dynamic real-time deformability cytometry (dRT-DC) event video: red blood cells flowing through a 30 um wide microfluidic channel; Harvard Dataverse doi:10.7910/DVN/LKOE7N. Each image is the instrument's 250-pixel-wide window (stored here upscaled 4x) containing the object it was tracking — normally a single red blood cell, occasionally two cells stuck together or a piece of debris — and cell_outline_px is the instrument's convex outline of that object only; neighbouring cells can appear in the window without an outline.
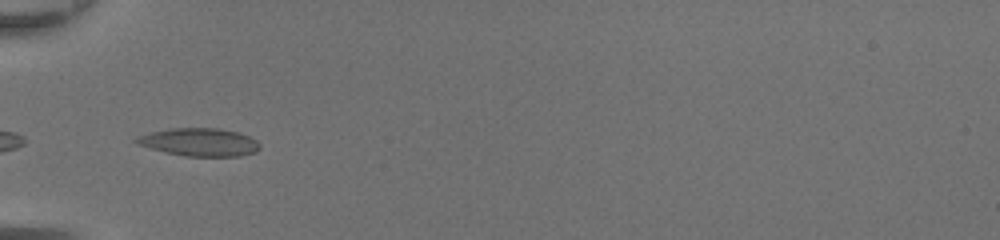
{"species": "common noctule bat (a hibernating species)", "species_latin": "Nyctalus noctula", "temperature_condition": "room temperature", "stored_images_in_passage": 4, "camera_frame_rate_fps": 3000, "um_per_image_px": 0.085, "animal": {"sex": "female", "body_mass_g": 20.0, "forearm_length_mm": 54.0}, "frame": {"image": 1, "passage_image": 1, "time_ms": 0.0, "image_size_px": [1000, 240], "cell_outline_px": [[260, 148], [256, 152], [240, 156], [184, 156], [164, 152], [136, 144], [132, 140], [140, 136], [152, 132], [168, 128], [220, 128], [240, 132], [256, 140], [260, 144]], "centroid_in_image_um": [16.96, 12.08], "position_along_channel_um": 68.0, "area_um2": 20.23}}